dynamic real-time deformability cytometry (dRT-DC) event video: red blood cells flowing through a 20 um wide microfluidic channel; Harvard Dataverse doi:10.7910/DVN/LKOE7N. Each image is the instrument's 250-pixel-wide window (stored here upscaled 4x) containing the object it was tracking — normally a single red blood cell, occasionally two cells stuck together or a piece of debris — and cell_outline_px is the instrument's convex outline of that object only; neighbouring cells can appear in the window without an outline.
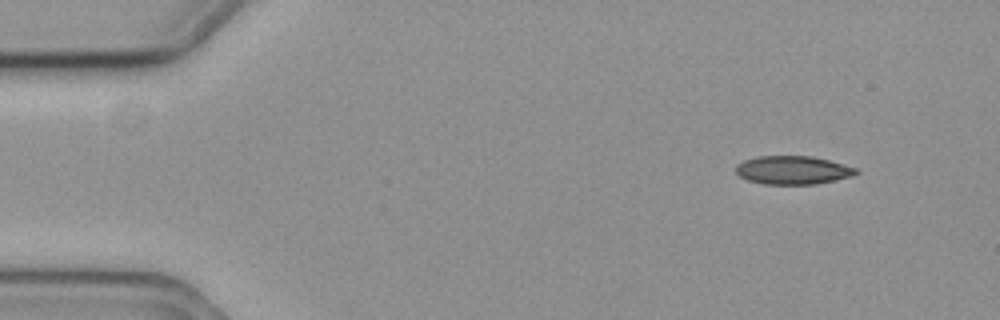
{"species": "common noctule bat (a hibernating species)", "species_latin": "Nyctalus noctula", "temperature_condition": "cold", "stored_images_in_passage": 4, "camera_frame_rate_fps": 3000, "um_per_image_px": 0.085, "animal": {"sex": "female", "body_mass_g": 19.3, "forearm_length_mm": 54.1}, "frame": {"image": 1, "passage_image": 1, "time_ms": 0.0, "image_size_px": [1000, 320], "cell_outline_px": [[860, 172], [852, 176], [816, 184], [764, 184], [748, 180], [740, 176], [736, 172], [736, 164], [744, 160], [756, 156], [812, 156], [828, 160], [856, 168]], "centroid_in_image_um": [67.37, 14.45], "position_along_channel_um": 17.6, "area_um2": 19.83}}
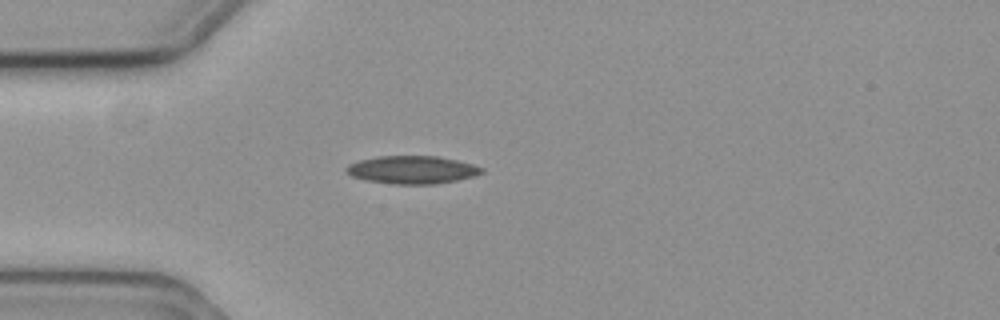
{"frame": {"image": 2, "passage_image": 4, "time_ms": 1.0, "image_size_px": [1000, 320], "cell_outline_px": [[484, 172], [476, 176], [436, 184], [392, 184], [368, 180], [352, 176], [344, 168], [348, 164], [360, 160], [380, 156], [436, 156], [456, 160], [472, 164], [484, 168]], "centroid_in_image_um": [35.06, 14.43], "position_along_channel_um": 49.9, "area_um2": 21.91}}